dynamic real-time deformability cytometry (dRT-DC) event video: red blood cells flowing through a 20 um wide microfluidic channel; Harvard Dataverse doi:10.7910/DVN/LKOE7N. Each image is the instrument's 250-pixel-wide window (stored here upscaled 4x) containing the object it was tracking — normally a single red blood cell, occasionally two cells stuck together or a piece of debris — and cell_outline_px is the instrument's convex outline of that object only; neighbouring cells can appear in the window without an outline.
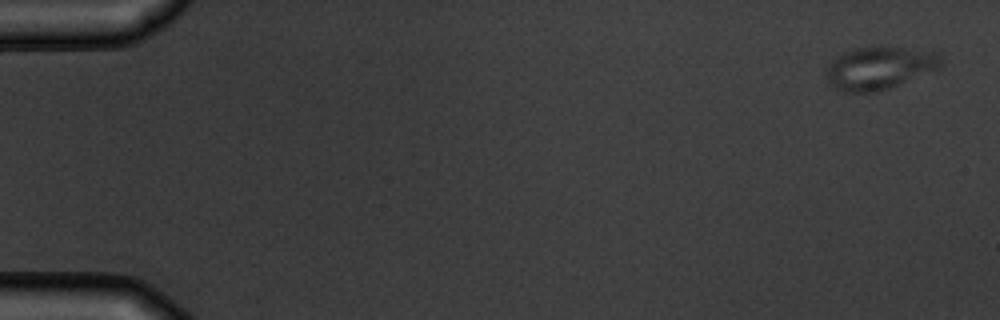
{"species": "common noctule bat (a hibernating species)", "species_latin": "Nyctalus noctula", "temperature_condition": "warm", "stored_images_in_passage": 7, "camera_frame_rate_fps": 3000, "um_per_image_px": 0.085, "animal": {"sex": "male", "body_mass_g": 19.5, "forearm_length_mm": 54.6}, "frame": {"image": 1, "passage_image": 1, "time_ms": 0.0, "image_size_px": [1000, 320], "cell_outline_px": [[944, 64], [940, 68], [888, 88], [876, 92], [844, 92], [828, 84], [828, 64], [832, 60], [844, 52], [856, 48], [900, 48], [940, 52]], "centroid_in_image_um": [74.78, 5.79], "position_along_channel_um": 10.2, "area_um2": 28.09}}